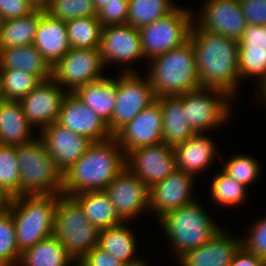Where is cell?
Here are the masks:
<instances>
[{
    "mask_svg": "<svg viewBox=\"0 0 266 266\" xmlns=\"http://www.w3.org/2000/svg\"><path fill=\"white\" fill-rule=\"evenodd\" d=\"M146 78L139 77L132 68H127L117 78L116 103L107 124L112 135L157 100L148 76Z\"/></svg>",
    "mask_w": 266,
    "mask_h": 266,
    "instance_id": "9c48e42d",
    "label": "cell"
},
{
    "mask_svg": "<svg viewBox=\"0 0 266 266\" xmlns=\"http://www.w3.org/2000/svg\"><path fill=\"white\" fill-rule=\"evenodd\" d=\"M193 23L203 30L240 41L247 27L239 0H205Z\"/></svg>",
    "mask_w": 266,
    "mask_h": 266,
    "instance_id": "9a60e30c",
    "label": "cell"
},
{
    "mask_svg": "<svg viewBox=\"0 0 266 266\" xmlns=\"http://www.w3.org/2000/svg\"><path fill=\"white\" fill-rule=\"evenodd\" d=\"M71 197L80 205L89 222L99 231L124 223L104 190L77 193Z\"/></svg>",
    "mask_w": 266,
    "mask_h": 266,
    "instance_id": "4316f807",
    "label": "cell"
},
{
    "mask_svg": "<svg viewBox=\"0 0 266 266\" xmlns=\"http://www.w3.org/2000/svg\"><path fill=\"white\" fill-rule=\"evenodd\" d=\"M11 200L12 197L0 187V213L9 209Z\"/></svg>",
    "mask_w": 266,
    "mask_h": 266,
    "instance_id": "c3c4849f",
    "label": "cell"
},
{
    "mask_svg": "<svg viewBox=\"0 0 266 266\" xmlns=\"http://www.w3.org/2000/svg\"><path fill=\"white\" fill-rule=\"evenodd\" d=\"M30 125L19 101L0 100V144L20 145L34 139ZM33 136V137H32Z\"/></svg>",
    "mask_w": 266,
    "mask_h": 266,
    "instance_id": "d4e9b609",
    "label": "cell"
},
{
    "mask_svg": "<svg viewBox=\"0 0 266 266\" xmlns=\"http://www.w3.org/2000/svg\"><path fill=\"white\" fill-rule=\"evenodd\" d=\"M159 221L178 258L206 243L221 229L197 201L167 213Z\"/></svg>",
    "mask_w": 266,
    "mask_h": 266,
    "instance_id": "8992f818",
    "label": "cell"
},
{
    "mask_svg": "<svg viewBox=\"0 0 266 266\" xmlns=\"http://www.w3.org/2000/svg\"><path fill=\"white\" fill-rule=\"evenodd\" d=\"M188 40L195 51L201 88L220 89L234 98L240 79L239 41L203 30L196 24H192Z\"/></svg>",
    "mask_w": 266,
    "mask_h": 266,
    "instance_id": "6da1fadb",
    "label": "cell"
},
{
    "mask_svg": "<svg viewBox=\"0 0 266 266\" xmlns=\"http://www.w3.org/2000/svg\"><path fill=\"white\" fill-rule=\"evenodd\" d=\"M33 10L47 11L50 7L51 0H27Z\"/></svg>",
    "mask_w": 266,
    "mask_h": 266,
    "instance_id": "7dc6e473",
    "label": "cell"
},
{
    "mask_svg": "<svg viewBox=\"0 0 266 266\" xmlns=\"http://www.w3.org/2000/svg\"><path fill=\"white\" fill-rule=\"evenodd\" d=\"M99 232L72 197L62 194L58 198L53 235L76 263L98 246Z\"/></svg>",
    "mask_w": 266,
    "mask_h": 266,
    "instance_id": "52a82bcc",
    "label": "cell"
},
{
    "mask_svg": "<svg viewBox=\"0 0 266 266\" xmlns=\"http://www.w3.org/2000/svg\"><path fill=\"white\" fill-rule=\"evenodd\" d=\"M113 137L127 155L141 147L163 142V118L160 104L155 101L126 123Z\"/></svg>",
    "mask_w": 266,
    "mask_h": 266,
    "instance_id": "5bb4252c",
    "label": "cell"
},
{
    "mask_svg": "<svg viewBox=\"0 0 266 266\" xmlns=\"http://www.w3.org/2000/svg\"><path fill=\"white\" fill-rule=\"evenodd\" d=\"M74 264L78 266H126L118 258L98 246L94 247L79 262Z\"/></svg>",
    "mask_w": 266,
    "mask_h": 266,
    "instance_id": "ee69618b",
    "label": "cell"
},
{
    "mask_svg": "<svg viewBox=\"0 0 266 266\" xmlns=\"http://www.w3.org/2000/svg\"><path fill=\"white\" fill-rule=\"evenodd\" d=\"M129 2L108 3L97 12L102 27L126 24L128 19Z\"/></svg>",
    "mask_w": 266,
    "mask_h": 266,
    "instance_id": "b9f144b4",
    "label": "cell"
},
{
    "mask_svg": "<svg viewBox=\"0 0 266 266\" xmlns=\"http://www.w3.org/2000/svg\"><path fill=\"white\" fill-rule=\"evenodd\" d=\"M260 165L249 155H236L224 162L223 171L245 186L251 185L259 176Z\"/></svg>",
    "mask_w": 266,
    "mask_h": 266,
    "instance_id": "ab89813d",
    "label": "cell"
},
{
    "mask_svg": "<svg viewBox=\"0 0 266 266\" xmlns=\"http://www.w3.org/2000/svg\"><path fill=\"white\" fill-rule=\"evenodd\" d=\"M120 218L130 221L149 210L150 188L127 167L104 189Z\"/></svg>",
    "mask_w": 266,
    "mask_h": 266,
    "instance_id": "4fadbf2b",
    "label": "cell"
},
{
    "mask_svg": "<svg viewBox=\"0 0 266 266\" xmlns=\"http://www.w3.org/2000/svg\"><path fill=\"white\" fill-rule=\"evenodd\" d=\"M150 63L147 76L157 98L178 96L201 88L196 55L189 40L156 56Z\"/></svg>",
    "mask_w": 266,
    "mask_h": 266,
    "instance_id": "3957f363",
    "label": "cell"
},
{
    "mask_svg": "<svg viewBox=\"0 0 266 266\" xmlns=\"http://www.w3.org/2000/svg\"><path fill=\"white\" fill-rule=\"evenodd\" d=\"M32 11L27 0H0L1 21L22 17Z\"/></svg>",
    "mask_w": 266,
    "mask_h": 266,
    "instance_id": "f6af8a7d",
    "label": "cell"
},
{
    "mask_svg": "<svg viewBox=\"0 0 266 266\" xmlns=\"http://www.w3.org/2000/svg\"><path fill=\"white\" fill-rule=\"evenodd\" d=\"M61 195H22L12 198L11 210L19 251L53 235L55 210Z\"/></svg>",
    "mask_w": 266,
    "mask_h": 266,
    "instance_id": "277c9868",
    "label": "cell"
},
{
    "mask_svg": "<svg viewBox=\"0 0 266 266\" xmlns=\"http://www.w3.org/2000/svg\"><path fill=\"white\" fill-rule=\"evenodd\" d=\"M246 23L266 25V0H239Z\"/></svg>",
    "mask_w": 266,
    "mask_h": 266,
    "instance_id": "7bdbcfd3",
    "label": "cell"
},
{
    "mask_svg": "<svg viewBox=\"0 0 266 266\" xmlns=\"http://www.w3.org/2000/svg\"><path fill=\"white\" fill-rule=\"evenodd\" d=\"M2 99V95H1V76H0V100Z\"/></svg>",
    "mask_w": 266,
    "mask_h": 266,
    "instance_id": "f5cc1de1",
    "label": "cell"
},
{
    "mask_svg": "<svg viewBox=\"0 0 266 266\" xmlns=\"http://www.w3.org/2000/svg\"><path fill=\"white\" fill-rule=\"evenodd\" d=\"M238 70L240 80L257 79V87L266 79V25L247 24L239 41Z\"/></svg>",
    "mask_w": 266,
    "mask_h": 266,
    "instance_id": "44dd1931",
    "label": "cell"
},
{
    "mask_svg": "<svg viewBox=\"0 0 266 266\" xmlns=\"http://www.w3.org/2000/svg\"><path fill=\"white\" fill-rule=\"evenodd\" d=\"M0 187L12 198L20 196V175L15 145L0 144Z\"/></svg>",
    "mask_w": 266,
    "mask_h": 266,
    "instance_id": "8d00e7d4",
    "label": "cell"
},
{
    "mask_svg": "<svg viewBox=\"0 0 266 266\" xmlns=\"http://www.w3.org/2000/svg\"><path fill=\"white\" fill-rule=\"evenodd\" d=\"M205 133H197L185 142L175 145L174 151L176 156L177 170L197 175L209 168L214 161L217 148L211 138L204 135Z\"/></svg>",
    "mask_w": 266,
    "mask_h": 266,
    "instance_id": "cb8c5ba5",
    "label": "cell"
},
{
    "mask_svg": "<svg viewBox=\"0 0 266 266\" xmlns=\"http://www.w3.org/2000/svg\"><path fill=\"white\" fill-rule=\"evenodd\" d=\"M73 261V262H72ZM75 260L59 240L51 235L21 253L19 266H71Z\"/></svg>",
    "mask_w": 266,
    "mask_h": 266,
    "instance_id": "f546056e",
    "label": "cell"
},
{
    "mask_svg": "<svg viewBox=\"0 0 266 266\" xmlns=\"http://www.w3.org/2000/svg\"><path fill=\"white\" fill-rule=\"evenodd\" d=\"M104 62L100 49L71 48L53 67L52 78L67 92H74L80 86L100 80ZM64 86V87H63Z\"/></svg>",
    "mask_w": 266,
    "mask_h": 266,
    "instance_id": "8fae6325",
    "label": "cell"
},
{
    "mask_svg": "<svg viewBox=\"0 0 266 266\" xmlns=\"http://www.w3.org/2000/svg\"><path fill=\"white\" fill-rule=\"evenodd\" d=\"M21 252L16 243L11 210L0 213V266H18Z\"/></svg>",
    "mask_w": 266,
    "mask_h": 266,
    "instance_id": "74e56055",
    "label": "cell"
},
{
    "mask_svg": "<svg viewBox=\"0 0 266 266\" xmlns=\"http://www.w3.org/2000/svg\"><path fill=\"white\" fill-rule=\"evenodd\" d=\"M68 40L74 49H99L102 25L97 16L66 21Z\"/></svg>",
    "mask_w": 266,
    "mask_h": 266,
    "instance_id": "d6a6232c",
    "label": "cell"
},
{
    "mask_svg": "<svg viewBox=\"0 0 266 266\" xmlns=\"http://www.w3.org/2000/svg\"><path fill=\"white\" fill-rule=\"evenodd\" d=\"M20 196L63 194V173L40 137L16 145Z\"/></svg>",
    "mask_w": 266,
    "mask_h": 266,
    "instance_id": "5b68a950",
    "label": "cell"
},
{
    "mask_svg": "<svg viewBox=\"0 0 266 266\" xmlns=\"http://www.w3.org/2000/svg\"><path fill=\"white\" fill-rule=\"evenodd\" d=\"M242 246L237 239L220 229L206 243L179 257L181 266H229L236 252Z\"/></svg>",
    "mask_w": 266,
    "mask_h": 266,
    "instance_id": "7402d4cb",
    "label": "cell"
},
{
    "mask_svg": "<svg viewBox=\"0 0 266 266\" xmlns=\"http://www.w3.org/2000/svg\"><path fill=\"white\" fill-rule=\"evenodd\" d=\"M65 91L66 89H62L53 78H50L40 82L19 101L33 128L39 126L38 130L41 131L48 125L58 122L61 103L67 93Z\"/></svg>",
    "mask_w": 266,
    "mask_h": 266,
    "instance_id": "2e32d148",
    "label": "cell"
},
{
    "mask_svg": "<svg viewBox=\"0 0 266 266\" xmlns=\"http://www.w3.org/2000/svg\"><path fill=\"white\" fill-rule=\"evenodd\" d=\"M178 97L183 101L187 121L196 134L220 126L231 114L228 100L232 97L220 89L200 88Z\"/></svg>",
    "mask_w": 266,
    "mask_h": 266,
    "instance_id": "30bf717a",
    "label": "cell"
},
{
    "mask_svg": "<svg viewBox=\"0 0 266 266\" xmlns=\"http://www.w3.org/2000/svg\"><path fill=\"white\" fill-rule=\"evenodd\" d=\"M179 8L138 28L144 57L149 58L148 61L188 41L193 21L197 18L189 9Z\"/></svg>",
    "mask_w": 266,
    "mask_h": 266,
    "instance_id": "ba28073f",
    "label": "cell"
},
{
    "mask_svg": "<svg viewBox=\"0 0 266 266\" xmlns=\"http://www.w3.org/2000/svg\"><path fill=\"white\" fill-rule=\"evenodd\" d=\"M103 77L77 88L74 93L107 124L110 122L117 95V79Z\"/></svg>",
    "mask_w": 266,
    "mask_h": 266,
    "instance_id": "f1b7e54d",
    "label": "cell"
},
{
    "mask_svg": "<svg viewBox=\"0 0 266 266\" xmlns=\"http://www.w3.org/2000/svg\"><path fill=\"white\" fill-rule=\"evenodd\" d=\"M2 99L20 101L42 82L21 69H0Z\"/></svg>",
    "mask_w": 266,
    "mask_h": 266,
    "instance_id": "e575fe53",
    "label": "cell"
},
{
    "mask_svg": "<svg viewBox=\"0 0 266 266\" xmlns=\"http://www.w3.org/2000/svg\"><path fill=\"white\" fill-rule=\"evenodd\" d=\"M46 12L63 21L97 16L93 0H51L50 7Z\"/></svg>",
    "mask_w": 266,
    "mask_h": 266,
    "instance_id": "f35d334b",
    "label": "cell"
},
{
    "mask_svg": "<svg viewBox=\"0 0 266 266\" xmlns=\"http://www.w3.org/2000/svg\"><path fill=\"white\" fill-rule=\"evenodd\" d=\"M156 101L161 106L163 143L174 147L196 134L187 121L183 101L178 96L158 97Z\"/></svg>",
    "mask_w": 266,
    "mask_h": 266,
    "instance_id": "484cf974",
    "label": "cell"
},
{
    "mask_svg": "<svg viewBox=\"0 0 266 266\" xmlns=\"http://www.w3.org/2000/svg\"><path fill=\"white\" fill-rule=\"evenodd\" d=\"M125 222L99 232L98 247L118 258L126 266L134 265L142 259L135 258L136 238Z\"/></svg>",
    "mask_w": 266,
    "mask_h": 266,
    "instance_id": "4dcf8cb0",
    "label": "cell"
},
{
    "mask_svg": "<svg viewBox=\"0 0 266 266\" xmlns=\"http://www.w3.org/2000/svg\"><path fill=\"white\" fill-rule=\"evenodd\" d=\"M39 137L63 174L75 164L92 143L86 137L70 131L58 122L41 130Z\"/></svg>",
    "mask_w": 266,
    "mask_h": 266,
    "instance_id": "d6986e66",
    "label": "cell"
},
{
    "mask_svg": "<svg viewBox=\"0 0 266 266\" xmlns=\"http://www.w3.org/2000/svg\"><path fill=\"white\" fill-rule=\"evenodd\" d=\"M99 49L105 66L107 62L123 64L144 59L139 30L127 23L104 27Z\"/></svg>",
    "mask_w": 266,
    "mask_h": 266,
    "instance_id": "ffe728a7",
    "label": "cell"
},
{
    "mask_svg": "<svg viewBox=\"0 0 266 266\" xmlns=\"http://www.w3.org/2000/svg\"><path fill=\"white\" fill-rule=\"evenodd\" d=\"M125 168V152L114 137L92 142L63 174V195L104 190Z\"/></svg>",
    "mask_w": 266,
    "mask_h": 266,
    "instance_id": "7a4b0ae2",
    "label": "cell"
},
{
    "mask_svg": "<svg viewBox=\"0 0 266 266\" xmlns=\"http://www.w3.org/2000/svg\"><path fill=\"white\" fill-rule=\"evenodd\" d=\"M126 167L151 188L177 169L174 148L161 142L134 149L126 155Z\"/></svg>",
    "mask_w": 266,
    "mask_h": 266,
    "instance_id": "7c38bea8",
    "label": "cell"
},
{
    "mask_svg": "<svg viewBox=\"0 0 266 266\" xmlns=\"http://www.w3.org/2000/svg\"><path fill=\"white\" fill-rule=\"evenodd\" d=\"M33 45L53 67L71 49L66 21L54 18L45 11L38 24Z\"/></svg>",
    "mask_w": 266,
    "mask_h": 266,
    "instance_id": "603a6c76",
    "label": "cell"
},
{
    "mask_svg": "<svg viewBox=\"0 0 266 266\" xmlns=\"http://www.w3.org/2000/svg\"><path fill=\"white\" fill-rule=\"evenodd\" d=\"M244 184L230 177L223 170L218 173L211 183L212 200L224 207H232L244 203L246 195Z\"/></svg>",
    "mask_w": 266,
    "mask_h": 266,
    "instance_id": "d590c367",
    "label": "cell"
},
{
    "mask_svg": "<svg viewBox=\"0 0 266 266\" xmlns=\"http://www.w3.org/2000/svg\"><path fill=\"white\" fill-rule=\"evenodd\" d=\"M229 266H264V259L241 246Z\"/></svg>",
    "mask_w": 266,
    "mask_h": 266,
    "instance_id": "bcb514c9",
    "label": "cell"
},
{
    "mask_svg": "<svg viewBox=\"0 0 266 266\" xmlns=\"http://www.w3.org/2000/svg\"><path fill=\"white\" fill-rule=\"evenodd\" d=\"M58 123L91 142H102L113 137L107 123L84 104L74 92H67L64 96Z\"/></svg>",
    "mask_w": 266,
    "mask_h": 266,
    "instance_id": "e0dca14e",
    "label": "cell"
},
{
    "mask_svg": "<svg viewBox=\"0 0 266 266\" xmlns=\"http://www.w3.org/2000/svg\"><path fill=\"white\" fill-rule=\"evenodd\" d=\"M127 24L140 28L167 15L176 8L171 0H128Z\"/></svg>",
    "mask_w": 266,
    "mask_h": 266,
    "instance_id": "836d02e7",
    "label": "cell"
},
{
    "mask_svg": "<svg viewBox=\"0 0 266 266\" xmlns=\"http://www.w3.org/2000/svg\"><path fill=\"white\" fill-rule=\"evenodd\" d=\"M258 89H259L258 91H260L259 94L262 95L261 96V97H263L262 100L265 103L266 102V79L259 85V88Z\"/></svg>",
    "mask_w": 266,
    "mask_h": 266,
    "instance_id": "f907efd6",
    "label": "cell"
},
{
    "mask_svg": "<svg viewBox=\"0 0 266 266\" xmlns=\"http://www.w3.org/2000/svg\"><path fill=\"white\" fill-rule=\"evenodd\" d=\"M130 266H147V264L144 263L143 260H141L140 262L134 264V265H130Z\"/></svg>",
    "mask_w": 266,
    "mask_h": 266,
    "instance_id": "816d5d0a",
    "label": "cell"
},
{
    "mask_svg": "<svg viewBox=\"0 0 266 266\" xmlns=\"http://www.w3.org/2000/svg\"><path fill=\"white\" fill-rule=\"evenodd\" d=\"M44 12L33 10L22 17L1 21L0 49L33 45L36 30Z\"/></svg>",
    "mask_w": 266,
    "mask_h": 266,
    "instance_id": "1f68e13d",
    "label": "cell"
},
{
    "mask_svg": "<svg viewBox=\"0 0 266 266\" xmlns=\"http://www.w3.org/2000/svg\"><path fill=\"white\" fill-rule=\"evenodd\" d=\"M194 175L175 170L161 182L150 188L149 208L156 213L158 220L167 213L194 203Z\"/></svg>",
    "mask_w": 266,
    "mask_h": 266,
    "instance_id": "ac0fdd59",
    "label": "cell"
},
{
    "mask_svg": "<svg viewBox=\"0 0 266 266\" xmlns=\"http://www.w3.org/2000/svg\"><path fill=\"white\" fill-rule=\"evenodd\" d=\"M0 69H21L41 81L52 78V67L34 45L0 49Z\"/></svg>",
    "mask_w": 266,
    "mask_h": 266,
    "instance_id": "83f0119b",
    "label": "cell"
},
{
    "mask_svg": "<svg viewBox=\"0 0 266 266\" xmlns=\"http://www.w3.org/2000/svg\"><path fill=\"white\" fill-rule=\"evenodd\" d=\"M242 238V246L256 256L266 259V217L254 223L248 236Z\"/></svg>",
    "mask_w": 266,
    "mask_h": 266,
    "instance_id": "60d3db41",
    "label": "cell"
},
{
    "mask_svg": "<svg viewBox=\"0 0 266 266\" xmlns=\"http://www.w3.org/2000/svg\"><path fill=\"white\" fill-rule=\"evenodd\" d=\"M113 2H129L128 0H93V5L98 12L101 10L103 7H105L108 3H113Z\"/></svg>",
    "mask_w": 266,
    "mask_h": 266,
    "instance_id": "681fc988",
    "label": "cell"
}]
</instances>
